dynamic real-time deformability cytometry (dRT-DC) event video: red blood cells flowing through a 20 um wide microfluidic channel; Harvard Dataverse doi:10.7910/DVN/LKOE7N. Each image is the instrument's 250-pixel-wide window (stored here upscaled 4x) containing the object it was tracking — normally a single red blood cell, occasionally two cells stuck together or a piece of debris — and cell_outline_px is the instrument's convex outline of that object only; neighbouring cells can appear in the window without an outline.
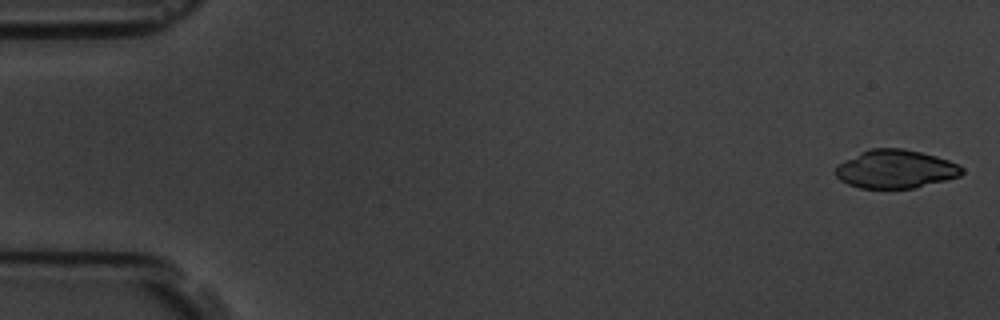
{"species": "common noctule bat (a hibernating species)", "species_latin": "Nyctalus noctula", "temperature_condition": "room temperature", "stored_images_in_passage": 5, "camera_frame_rate_fps": 3000, "um_per_image_px": 0.085, "animal": {"sex": "male", "body_mass_g": 19.5, "forearm_length_mm": 54.6}, "frame": {"image": 1, "passage_image": 1, "time_ms": 0.0, "image_size_px": [1000, 320], "cell_outline_px": [[964, 172], [960, 176], [912, 188], [860, 188], [848, 184], [840, 180], [836, 176], [836, 168], [844, 160], [860, 152], [872, 148], [904, 148], [936, 156], [948, 160], [964, 168]], "centroid_in_image_um": [76.11, 14.36], "position_along_channel_um": 8.9, "area_um2": 28.03}}